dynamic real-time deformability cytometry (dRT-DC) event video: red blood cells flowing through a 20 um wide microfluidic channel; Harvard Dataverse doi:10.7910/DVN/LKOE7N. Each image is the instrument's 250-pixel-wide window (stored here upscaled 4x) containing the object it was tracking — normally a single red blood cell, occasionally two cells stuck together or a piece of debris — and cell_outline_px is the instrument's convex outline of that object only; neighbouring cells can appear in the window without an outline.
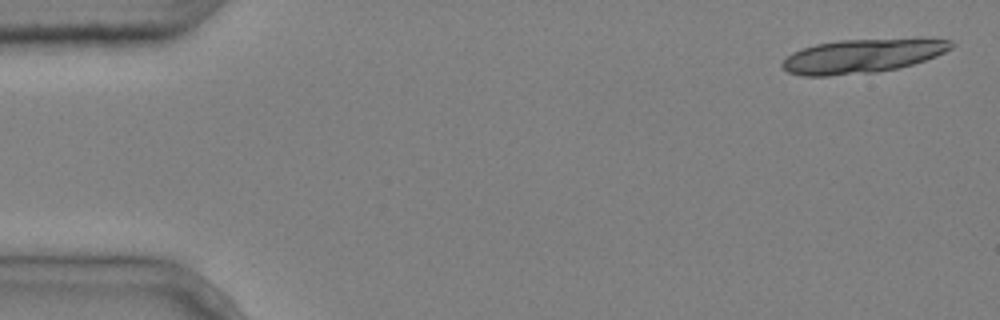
{"species": "common noctule bat (a hibernating species)", "species_latin": "Nyctalus noctula", "temperature_condition": "cold", "stored_images_in_passage": 5, "camera_frame_rate_fps": 3000, "um_per_image_px": 0.085, "animal": {"sex": "male", "body_mass_g": 20.4}, "frame": {"image": 1, "passage_image": 1, "time_ms": 0.0, "image_size_px": [1000, 320], "cell_outline_px": [[956, 44], [952, 48], [936, 56], [912, 64], [896, 68], [876, 72], [828, 76], [800, 76], [788, 72], [780, 64], [792, 52], [816, 44], [840, 40], [916, 36], [924, 36], [952, 40]], "centroid_in_image_um": [73.41, 4.71], "position_along_channel_um": 11.6, "area_um2": 34.39}}